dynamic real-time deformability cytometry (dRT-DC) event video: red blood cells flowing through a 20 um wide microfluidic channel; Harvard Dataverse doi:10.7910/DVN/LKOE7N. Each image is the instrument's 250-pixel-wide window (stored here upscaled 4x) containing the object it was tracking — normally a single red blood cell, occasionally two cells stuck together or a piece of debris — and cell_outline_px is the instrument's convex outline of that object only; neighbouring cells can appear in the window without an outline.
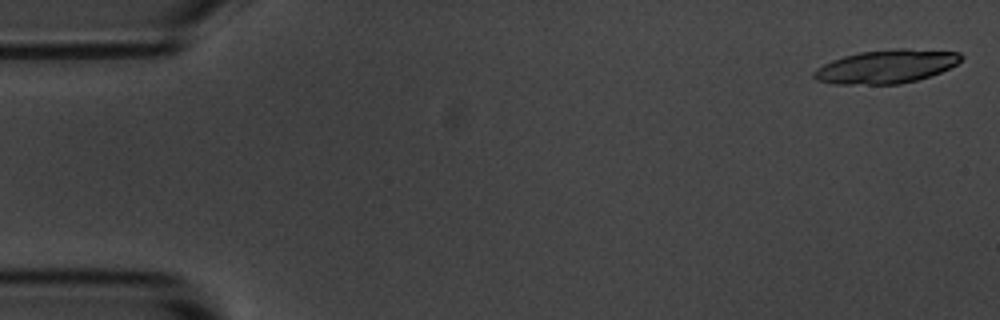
{"species": "common noctule bat (a hibernating species)", "species_latin": "Nyctalus noctula", "temperature_condition": "room temperature", "stored_images_in_passage": 18, "camera_frame_rate_fps": 3000, "um_per_image_px": 0.085, "animal": {"sex": "male", "body_mass_g": 20.1, "forearm_length_mm": 53.5}, "frame": {"image": 1, "passage_image": 1, "time_ms": 0.0, "image_size_px": [1000, 320], "cell_outline_px": [[964, 56], [956, 64], [940, 72], [916, 80], [900, 84], [832, 84], [816, 80], [812, 76], [812, 72], [816, 68], [832, 60], [844, 56], [860, 52], [900, 48], [908, 48], [960, 52]], "centroid_in_image_um": [75.31, 5.65], "position_along_channel_um": 9.7, "area_um2": 28.73}}